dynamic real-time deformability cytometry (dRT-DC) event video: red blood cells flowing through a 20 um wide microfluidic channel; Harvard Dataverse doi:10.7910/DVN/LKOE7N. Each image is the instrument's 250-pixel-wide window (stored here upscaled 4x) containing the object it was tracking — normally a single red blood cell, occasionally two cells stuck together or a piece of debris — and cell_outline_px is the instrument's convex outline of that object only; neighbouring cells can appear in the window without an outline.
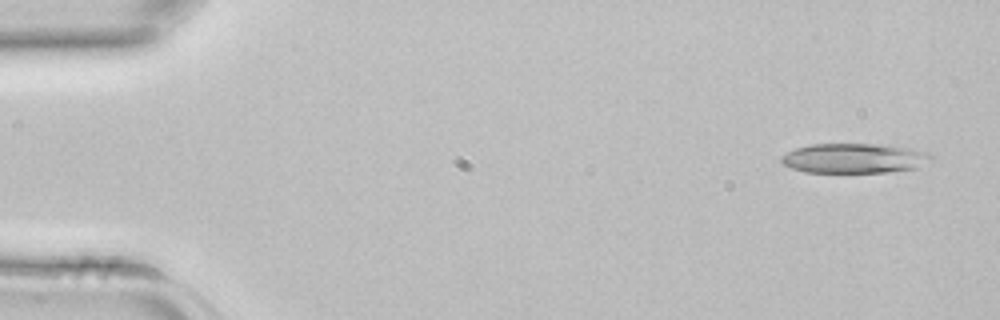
{"species": "common noctule bat (a hibernating species)", "species_latin": "Nyctalus noctula", "temperature_condition": "room temperature", "stored_images_in_passage": 42, "camera_frame_rate_fps": 3000, "um_per_image_px": 0.085, "animal": {"sex": "female", "body_mass_g": 22.7, "forearm_length_mm": 54.2}, "frame": {"image": 1, "passage_image": 2, "time_ms": 0.333, "image_size_px": [1000, 320], "cell_outline_px": [[936, 160], [916, 168], [884, 172], [804, 172], [792, 168], [784, 164], [780, 160], [780, 156], [796, 148], [812, 144], [888, 144], [912, 148], [928, 152]], "centroid_in_image_um": [72.68, 13.44], "position_along_channel_um": 12.3, "area_um2": 26.24}}
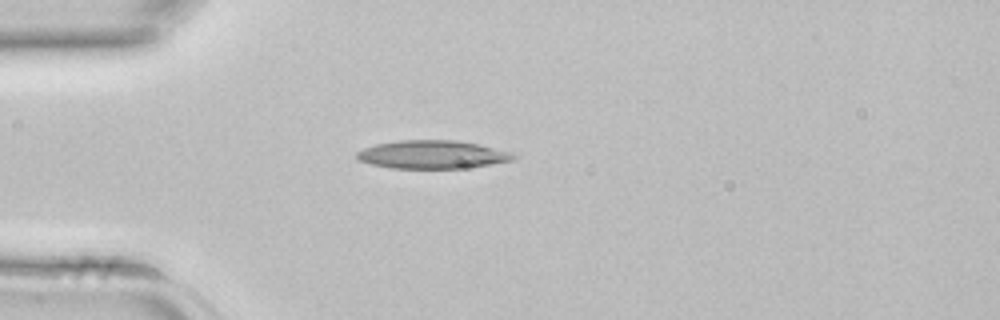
{"frame": {"image": 2, "passage_image": 11, "time_ms": 3.333, "image_size_px": [1000, 320], "cell_outline_px": [[516, 156], [512, 160], [464, 168], [392, 168], [372, 164], [360, 160], [356, 156], [356, 152], [364, 148], [376, 144], [400, 140], [456, 140], [480, 144], [512, 152]], "centroid_in_image_um": [36.75, 13.12], "position_along_channel_um": 48.2, "area_um2": 25.55}}
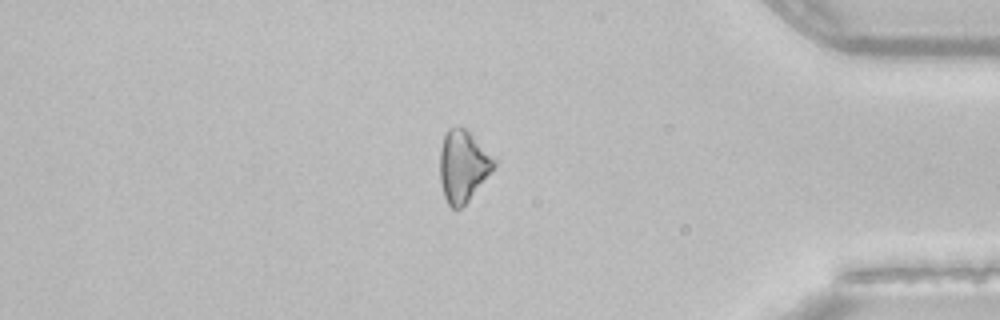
{"frame": {"image": 3, "passage_image": 36, "time_ms": 11.667, "image_size_px": [1000, 320], "cell_outline_px": [[496, 164], [468, 200], [460, 208], [452, 208], [448, 204], [444, 196], [440, 180], [440, 148], [444, 136], [448, 128], [460, 124], [496, 160]], "centroid_in_image_um": [39.31, 14.08], "position_along_channel_um": 395.9, "area_um2": 22.02}}